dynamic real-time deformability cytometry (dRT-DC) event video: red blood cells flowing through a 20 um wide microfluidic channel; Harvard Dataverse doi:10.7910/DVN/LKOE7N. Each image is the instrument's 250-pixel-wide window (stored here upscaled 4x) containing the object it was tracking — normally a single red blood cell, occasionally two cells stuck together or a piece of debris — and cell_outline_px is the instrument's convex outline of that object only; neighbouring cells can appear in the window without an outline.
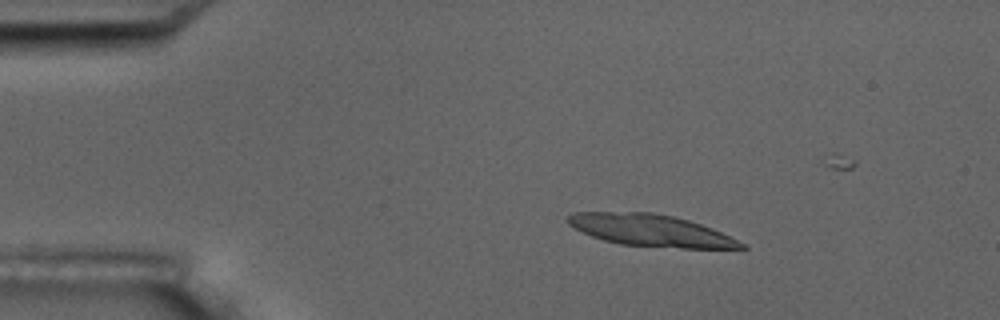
{"species": "common noctule bat (a hibernating species)", "species_latin": "Nyctalus noctula", "temperature_condition": "room temperature", "stored_images_in_passage": 5, "camera_frame_rate_fps": 3000, "um_per_image_px": 0.085, "animal": {"sex": "male", "body_mass_g": 17.5, "forearm_length_mm": 52.3}, "frame": {"image": 1, "passage_image": 3, "time_ms": 3.0, "image_size_px": [1000, 320], "cell_outline_px": [[748, 248], [680, 248], [620, 244], [604, 240], [592, 236], [568, 224], [568, 216], [572, 212], [652, 212], [672, 216], [688, 220], [712, 228], [744, 244]], "centroid_in_image_um": [55.29, 19.58], "position_along_channel_um": 29.7, "area_um2": 31.62}}